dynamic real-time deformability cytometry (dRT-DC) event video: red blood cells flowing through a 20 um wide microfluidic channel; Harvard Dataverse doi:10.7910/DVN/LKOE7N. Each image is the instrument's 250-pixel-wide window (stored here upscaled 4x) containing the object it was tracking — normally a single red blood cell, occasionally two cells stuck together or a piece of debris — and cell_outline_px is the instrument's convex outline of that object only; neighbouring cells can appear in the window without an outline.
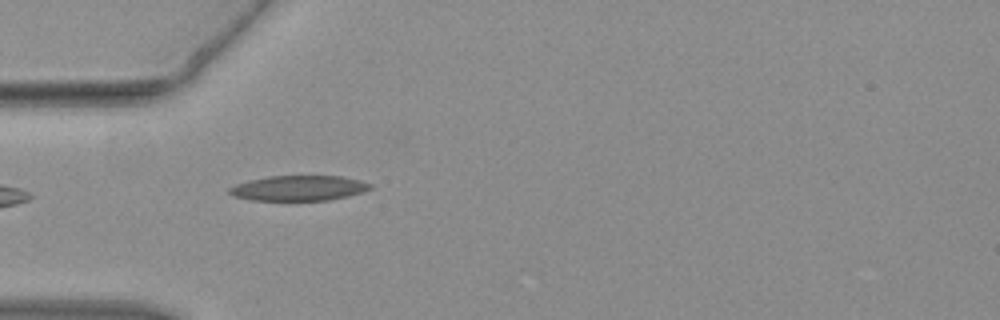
{"species": "common noctule bat (a hibernating species)", "species_latin": "Nyctalus noctula", "temperature_condition": "warm", "stored_images_in_passage": 18, "camera_frame_rate_fps": 3000, "um_per_image_px": 0.085, "animal": {"sex": "female", "body_mass_g": 19.3, "forearm_length_mm": 54.1}, "frame": {"image": 1, "passage_image": 2, "time_ms": 0.333, "image_size_px": [1000, 320], "cell_outline_px": [[372, 188], [364, 192], [348, 196], [328, 200], [252, 200], [232, 196], [228, 192], [228, 188], [236, 184], [248, 180], [268, 176], [340, 176], [360, 180], [372, 184]], "centroid_in_image_um": [25.39, 15.99], "position_along_channel_um": 59.6, "area_um2": 20.75}}
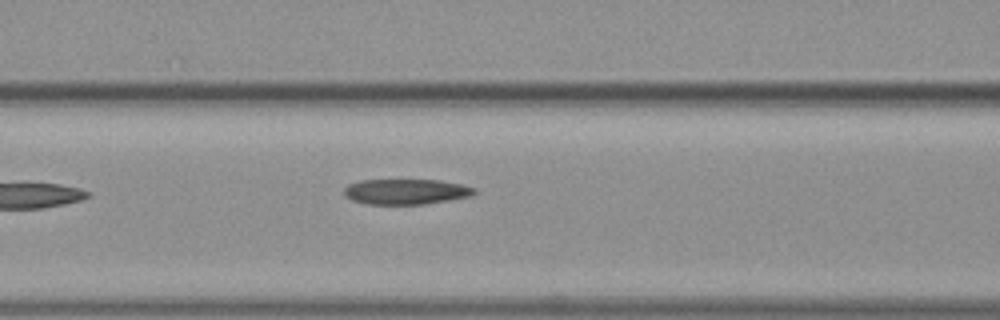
{"frame": {"image": 2, "passage_image": 7, "time_ms": 2.0, "image_size_px": [1000, 320], "cell_outline_px": [[476, 192], [472, 196], [424, 204], [364, 204], [352, 200], [344, 196], [344, 188], [348, 184], [360, 180], [440, 180], [460, 184], [476, 188]], "centroid_in_image_um": [34.48, 16.29], "position_along_channel_um": 132.1, "area_um2": 19.36}}
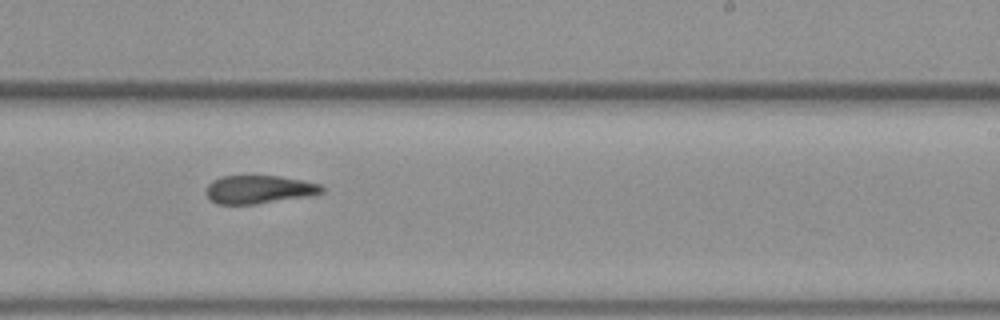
{"frame": {"image": 3, "passage_image": 16, "time_ms": 5.0, "image_size_px": [1000, 320], "cell_outline_px": [[324, 192], [312, 196], [256, 204], [216, 204], [208, 200], [204, 192], [208, 184], [212, 180], [224, 176], [280, 176], [320, 184], [324, 188]], "centroid_in_image_um": [21.99, 16.12], "position_along_channel_um": 267.0, "area_um2": 19.31}}